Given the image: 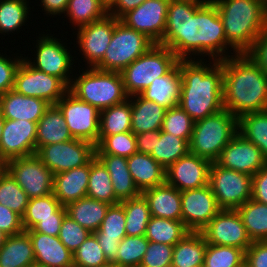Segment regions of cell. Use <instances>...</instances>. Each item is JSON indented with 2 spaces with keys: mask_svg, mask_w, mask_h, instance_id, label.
<instances>
[{
  "mask_svg": "<svg viewBox=\"0 0 267 267\" xmlns=\"http://www.w3.org/2000/svg\"><path fill=\"white\" fill-rule=\"evenodd\" d=\"M247 267H267V240L252 241L245 251Z\"/></svg>",
  "mask_w": 267,
  "mask_h": 267,
  "instance_id": "cell-56",
  "label": "cell"
},
{
  "mask_svg": "<svg viewBox=\"0 0 267 267\" xmlns=\"http://www.w3.org/2000/svg\"><path fill=\"white\" fill-rule=\"evenodd\" d=\"M154 44L145 34L133 30L116 18L111 42L103 59L94 68L102 71L121 72L145 54Z\"/></svg>",
  "mask_w": 267,
  "mask_h": 267,
  "instance_id": "cell-9",
  "label": "cell"
},
{
  "mask_svg": "<svg viewBox=\"0 0 267 267\" xmlns=\"http://www.w3.org/2000/svg\"><path fill=\"white\" fill-rule=\"evenodd\" d=\"M116 18L110 14L98 21L84 25L72 34L77 36L74 40L76 50L81 53L85 68H94L102 59L111 42ZM75 33V34H74ZM78 47V49H77ZM87 65V66H86Z\"/></svg>",
  "mask_w": 267,
  "mask_h": 267,
  "instance_id": "cell-15",
  "label": "cell"
},
{
  "mask_svg": "<svg viewBox=\"0 0 267 267\" xmlns=\"http://www.w3.org/2000/svg\"><path fill=\"white\" fill-rule=\"evenodd\" d=\"M91 161L78 168L54 175L53 194L62 206L87 196Z\"/></svg>",
  "mask_w": 267,
  "mask_h": 267,
  "instance_id": "cell-24",
  "label": "cell"
},
{
  "mask_svg": "<svg viewBox=\"0 0 267 267\" xmlns=\"http://www.w3.org/2000/svg\"><path fill=\"white\" fill-rule=\"evenodd\" d=\"M137 153L136 137L132 132L106 136L97 146L95 155H114L129 158Z\"/></svg>",
  "mask_w": 267,
  "mask_h": 267,
  "instance_id": "cell-47",
  "label": "cell"
},
{
  "mask_svg": "<svg viewBox=\"0 0 267 267\" xmlns=\"http://www.w3.org/2000/svg\"><path fill=\"white\" fill-rule=\"evenodd\" d=\"M107 262L103 250L93 233L73 253V265L79 267H98Z\"/></svg>",
  "mask_w": 267,
  "mask_h": 267,
  "instance_id": "cell-50",
  "label": "cell"
},
{
  "mask_svg": "<svg viewBox=\"0 0 267 267\" xmlns=\"http://www.w3.org/2000/svg\"><path fill=\"white\" fill-rule=\"evenodd\" d=\"M244 262L243 249L207 243L203 267H238Z\"/></svg>",
  "mask_w": 267,
  "mask_h": 267,
  "instance_id": "cell-45",
  "label": "cell"
},
{
  "mask_svg": "<svg viewBox=\"0 0 267 267\" xmlns=\"http://www.w3.org/2000/svg\"><path fill=\"white\" fill-rule=\"evenodd\" d=\"M206 248L203 234L190 231L174 245L171 267L203 266Z\"/></svg>",
  "mask_w": 267,
  "mask_h": 267,
  "instance_id": "cell-33",
  "label": "cell"
},
{
  "mask_svg": "<svg viewBox=\"0 0 267 267\" xmlns=\"http://www.w3.org/2000/svg\"><path fill=\"white\" fill-rule=\"evenodd\" d=\"M131 102L111 106L100 111L98 144L106 137L123 132H131Z\"/></svg>",
  "mask_w": 267,
  "mask_h": 267,
  "instance_id": "cell-34",
  "label": "cell"
},
{
  "mask_svg": "<svg viewBox=\"0 0 267 267\" xmlns=\"http://www.w3.org/2000/svg\"><path fill=\"white\" fill-rule=\"evenodd\" d=\"M4 170V164L0 162V173Z\"/></svg>",
  "mask_w": 267,
  "mask_h": 267,
  "instance_id": "cell-67",
  "label": "cell"
},
{
  "mask_svg": "<svg viewBox=\"0 0 267 267\" xmlns=\"http://www.w3.org/2000/svg\"><path fill=\"white\" fill-rule=\"evenodd\" d=\"M238 133V119L225 108L195 121L189 152L216 162L226 145Z\"/></svg>",
  "mask_w": 267,
  "mask_h": 267,
  "instance_id": "cell-6",
  "label": "cell"
},
{
  "mask_svg": "<svg viewBox=\"0 0 267 267\" xmlns=\"http://www.w3.org/2000/svg\"><path fill=\"white\" fill-rule=\"evenodd\" d=\"M74 139L67 127L62 112L51 104L37 122L36 150L44 145L61 143Z\"/></svg>",
  "mask_w": 267,
  "mask_h": 267,
  "instance_id": "cell-30",
  "label": "cell"
},
{
  "mask_svg": "<svg viewBox=\"0 0 267 267\" xmlns=\"http://www.w3.org/2000/svg\"><path fill=\"white\" fill-rule=\"evenodd\" d=\"M174 246L150 242L139 267H171Z\"/></svg>",
  "mask_w": 267,
  "mask_h": 267,
  "instance_id": "cell-52",
  "label": "cell"
},
{
  "mask_svg": "<svg viewBox=\"0 0 267 267\" xmlns=\"http://www.w3.org/2000/svg\"><path fill=\"white\" fill-rule=\"evenodd\" d=\"M7 235L0 231V246L5 242Z\"/></svg>",
  "mask_w": 267,
  "mask_h": 267,
  "instance_id": "cell-65",
  "label": "cell"
},
{
  "mask_svg": "<svg viewBox=\"0 0 267 267\" xmlns=\"http://www.w3.org/2000/svg\"><path fill=\"white\" fill-rule=\"evenodd\" d=\"M5 122V118L2 116L1 110H0V141L2 137V130H3V125Z\"/></svg>",
  "mask_w": 267,
  "mask_h": 267,
  "instance_id": "cell-63",
  "label": "cell"
},
{
  "mask_svg": "<svg viewBox=\"0 0 267 267\" xmlns=\"http://www.w3.org/2000/svg\"><path fill=\"white\" fill-rule=\"evenodd\" d=\"M236 210L251 241H266L267 205L251 198Z\"/></svg>",
  "mask_w": 267,
  "mask_h": 267,
  "instance_id": "cell-37",
  "label": "cell"
},
{
  "mask_svg": "<svg viewBox=\"0 0 267 267\" xmlns=\"http://www.w3.org/2000/svg\"><path fill=\"white\" fill-rule=\"evenodd\" d=\"M137 152L151 155L155 150L156 140H159L160 130L146 131L135 135Z\"/></svg>",
  "mask_w": 267,
  "mask_h": 267,
  "instance_id": "cell-59",
  "label": "cell"
},
{
  "mask_svg": "<svg viewBox=\"0 0 267 267\" xmlns=\"http://www.w3.org/2000/svg\"><path fill=\"white\" fill-rule=\"evenodd\" d=\"M246 54L267 74V23Z\"/></svg>",
  "mask_w": 267,
  "mask_h": 267,
  "instance_id": "cell-57",
  "label": "cell"
},
{
  "mask_svg": "<svg viewBox=\"0 0 267 267\" xmlns=\"http://www.w3.org/2000/svg\"><path fill=\"white\" fill-rule=\"evenodd\" d=\"M222 19L228 45L246 54L267 23V0H212Z\"/></svg>",
  "mask_w": 267,
  "mask_h": 267,
  "instance_id": "cell-4",
  "label": "cell"
},
{
  "mask_svg": "<svg viewBox=\"0 0 267 267\" xmlns=\"http://www.w3.org/2000/svg\"><path fill=\"white\" fill-rule=\"evenodd\" d=\"M181 85L182 77L177 63L166 75L155 78L140 95L169 109L178 106Z\"/></svg>",
  "mask_w": 267,
  "mask_h": 267,
  "instance_id": "cell-26",
  "label": "cell"
},
{
  "mask_svg": "<svg viewBox=\"0 0 267 267\" xmlns=\"http://www.w3.org/2000/svg\"><path fill=\"white\" fill-rule=\"evenodd\" d=\"M159 45L168 47L179 59L208 56L207 59L220 61L237 55L228 45L222 19L212 0H170L166 29Z\"/></svg>",
  "mask_w": 267,
  "mask_h": 267,
  "instance_id": "cell-1",
  "label": "cell"
},
{
  "mask_svg": "<svg viewBox=\"0 0 267 267\" xmlns=\"http://www.w3.org/2000/svg\"><path fill=\"white\" fill-rule=\"evenodd\" d=\"M252 199L267 205V163L252 176Z\"/></svg>",
  "mask_w": 267,
  "mask_h": 267,
  "instance_id": "cell-58",
  "label": "cell"
},
{
  "mask_svg": "<svg viewBox=\"0 0 267 267\" xmlns=\"http://www.w3.org/2000/svg\"><path fill=\"white\" fill-rule=\"evenodd\" d=\"M169 2L170 0H146L119 20L159 44L166 29Z\"/></svg>",
  "mask_w": 267,
  "mask_h": 267,
  "instance_id": "cell-17",
  "label": "cell"
},
{
  "mask_svg": "<svg viewBox=\"0 0 267 267\" xmlns=\"http://www.w3.org/2000/svg\"><path fill=\"white\" fill-rule=\"evenodd\" d=\"M195 121L178 105L166 110L161 131L190 142Z\"/></svg>",
  "mask_w": 267,
  "mask_h": 267,
  "instance_id": "cell-48",
  "label": "cell"
},
{
  "mask_svg": "<svg viewBox=\"0 0 267 267\" xmlns=\"http://www.w3.org/2000/svg\"><path fill=\"white\" fill-rule=\"evenodd\" d=\"M29 200L28 195L4 169L0 173V204L10 208L22 217Z\"/></svg>",
  "mask_w": 267,
  "mask_h": 267,
  "instance_id": "cell-44",
  "label": "cell"
},
{
  "mask_svg": "<svg viewBox=\"0 0 267 267\" xmlns=\"http://www.w3.org/2000/svg\"><path fill=\"white\" fill-rule=\"evenodd\" d=\"M108 6L114 1V0H103Z\"/></svg>",
  "mask_w": 267,
  "mask_h": 267,
  "instance_id": "cell-66",
  "label": "cell"
},
{
  "mask_svg": "<svg viewBox=\"0 0 267 267\" xmlns=\"http://www.w3.org/2000/svg\"><path fill=\"white\" fill-rule=\"evenodd\" d=\"M146 0H114L108 6V14L120 19L127 12L135 9Z\"/></svg>",
  "mask_w": 267,
  "mask_h": 267,
  "instance_id": "cell-60",
  "label": "cell"
},
{
  "mask_svg": "<svg viewBox=\"0 0 267 267\" xmlns=\"http://www.w3.org/2000/svg\"><path fill=\"white\" fill-rule=\"evenodd\" d=\"M1 52L3 50H0ZM5 54L0 52V95L12 90L14 88L15 74L21 61L23 60L24 54L15 52L12 55H6L7 51L4 50ZM12 56V58H11Z\"/></svg>",
  "mask_w": 267,
  "mask_h": 267,
  "instance_id": "cell-53",
  "label": "cell"
},
{
  "mask_svg": "<svg viewBox=\"0 0 267 267\" xmlns=\"http://www.w3.org/2000/svg\"><path fill=\"white\" fill-rule=\"evenodd\" d=\"M125 212L126 236H142L146 233L147 224L151 218L147 200L141 194L138 197L121 201Z\"/></svg>",
  "mask_w": 267,
  "mask_h": 267,
  "instance_id": "cell-41",
  "label": "cell"
},
{
  "mask_svg": "<svg viewBox=\"0 0 267 267\" xmlns=\"http://www.w3.org/2000/svg\"><path fill=\"white\" fill-rule=\"evenodd\" d=\"M90 234L91 232L66 214L62 220L58 238L71 253H74Z\"/></svg>",
  "mask_w": 267,
  "mask_h": 267,
  "instance_id": "cell-51",
  "label": "cell"
},
{
  "mask_svg": "<svg viewBox=\"0 0 267 267\" xmlns=\"http://www.w3.org/2000/svg\"><path fill=\"white\" fill-rule=\"evenodd\" d=\"M4 169L30 199L53 193L54 174L35 154L11 159Z\"/></svg>",
  "mask_w": 267,
  "mask_h": 267,
  "instance_id": "cell-12",
  "label": "cell"
},
{
  "mask_svg": "<svg viewBox=\"0 0 267 267\" xmlns=\"http://www.w3.org/2000/svg\"><path fill=\"white\" fill-rule=\"evenodd\" d=\"M190 230L185 226L182 220H172L151 216L145 237L150 242L164 243L174 246L183 239Z\"/></svg>",
  "mask_w": 267,
  "mask_h": 267,
  "instance_id": "cell-38",
  "label": "cell"
},
{
  "mask_svg": "<svg viewBox=\"0 0 267 267\" xmlns=\"http://www.w3.org/2000/svg\"><path fill=\"white\" fill-rule=\"evenodd\" d=\"M238 267H247V264L246 262H244L241 266H238Z\"/></svg>",
  "mask_w": 267,
  "mask_h": 267,
  "instance_id": "cell-68",
  "label": "cell"
},
{
  "mask_svg": "<svg viewBox=\"0 0 267 267\" xmlns=\"http://www.w3.org/2000/svg\"><path fill=\"white\" fill-rule=\"evenodd\" d=\"M178 61L179 58L168 47L154 44L120 72L126 94H140L155 78L166 75Z\"/></svg>",
  "mask_w": 267,
  "mask_h": 267,
  "instance_id": "cell-8",
  "label": "cell"
},
{
  "mask_svg": "<svg viewBox=\"0 0 267 267\" xmlns=\"http://www.w3.org/2000/svg\"><path fill=\"white\" fill-rule=\"evenodd\" d=\"M189 153V142L180 137L160 130L159 140H156L155 150L151 157L165 169Z\"/></svg>",
  "mask_w": 267,
  "mask_h": 267,
  "instance_id": "cell-42",
  "label": "cell"
},
{
  "mask_svg": "<svg viewBox=\"0 0 267 267\" xmlns=\"http://www.w3.org/2000/svg\"><path fill=\"white\" fill-rule=\"evenodd\" d=\"M220 210L209 185L181 191L182 222L192 232H200Z\"/></svg>",
  "mask_w": 267,
  "mask_h": 267,
  "instance_id": "cell-18",
  "label": "cell"
},
{
  "mask_svg": "<svg viewBox=\"0 0 267 267\" xmlns=\"http://www.w3.org/2000/svg\"><path fill=\"white\" fill-rule=\"evenodd\" d=\"M95 151L93 143L74 138L44 145L36 150L35 155L55 175L88 164L95 157Z\"/></svg>",
  "mask_w": 267,
  "mask_h": 267,
  "instance_id": "cell-11",
  "label": "cell"
},
{
  "mask_svg": "<svg viewBox=\"0 0 267 267\" xmlns=\"http://www.w3.org/2000/svg\"><path fill=\"white\" fill-rule=\"evenodd\" d=\"M149 240L142 236H125L119 244L117 261L119 267H139L147 250Z\"/></svg>",
  "mask_w": 267,
  "mask_h": 267,
  "instance_id": "cell-46",
  "label": "cell"
},
{
  "mask_svg": "<svg viewBox=\"0 0 267 267\" xmlns=\"http://www.w3.org/2000/svg\"><path fill=\"white\" fill-rule=\"evenodd\" d=\"M128 99L131 102L132 112L131 132L134 135L161 130L166 108L146 100L140 94L129 96Z\"/></svg>",
  "mask_w": 267,
  "mask_h": 267,
  "instance_id": "cell-27",
  "label": "cell"
},
{
  "mask_svg": "<svg viewBox=\"0 0 267 267\" xmlns=\"http://www.w3.org/2000/svg\"><path fill=\"white\" fill-rule=\"evenodd\" d=\"M216 163L223 168L253 176L267 160L256 145L238 132L222 150Z\"/></svg>",
  "mask_w": 267,
  "mask_h": 267,
  "instance_id": "cell-20",
  "label": "cell"
},
{
  "mask_svg": "<svg viewBox=\"0 0 267 267\" xmlns=\"http://www.w3.org/2000/svg\"><path fill=\"white\" fill-rule=\"evenodd\" d=\"M0 231L7 236L16 235L24 231L22 217L10 208L0 204Z\"/></svg>",
  "mask_w": 267,
  "mask_h": 267,
  "instance_id": "cell-54",
  "label": "cell"
},
{
  "mask_svg": "<svg viewBox=\"0 0 267 267\" xmlns=\"http://www.w3.org/2000/svg\"><path fill=\"white\" fill-rule=\"evenodd\" d=\"M223 69V107L237 119L267 109V74L247 55L219 61Z\"/></svg>",
  "mask_w": 267,
  "mask_h": 267,
  "instance_id": "cell-3",
  "label": "cell"
},
{
  "mask_svg": "<svg viewBox=\"0 0 267 267\" xmlns=\"http://www.w3.org/2000/svg\"><path fill=\"white\" fill-rule=\"evenodd\" d=\"M107 14L108 5L103 0H69L64 17H69L73 32L74 29L98 21Z\"/></svg>",
  "mask_w": 267,
  "mask_h": 267,
  "instance_id": "cell-36",
  "label": "cell"
},
{
  "mask_svg": "<svg viewBox=\"0 0 267 267\" xmlns=\"http://www.w3.org/2000/svg\"><path fill=\"white\" fill-rule=\"evenodd\" d=\"M33 245L35 264L40 267H68L73 265V253L58 236L27 232Z\"/></svg>",
  "mask_w": 267,
  "mask_h": 267,
  "instance_id": "cell-23",
  "label": "cell"
},
{
  "mask_svg": "<svg viewBox=\"0 0 267 267\" xmlns=\"http://www.w3.org/2000/svg\"><path fill=\"white\" fill-rule=\"evenodd\" d=\"M238 132L256 145L267 160V109L241 116L238 119Z\"/></svg>",
  "mask_w": 267,
  "mask_h": 267,
  "instance_id": "cell-40",
  "label": "cell"
},
{
  "mask_svg": "<svg viewBox=\"0 0 267 267\" xmlns=\"http://www.w3.org/2000/svg\"><path fill=\"white\" fill-rule=\"evenodd\" d=\"M66 214V207L61 206L55 212V218L41 219L31 230H26V232H38L50 236H58L62 220Z\"/></svg>",
  "mask_w": 267,
  "mask_h": 267,
  "instance_id": "cell-55",
  "label": "cell"
},
{
  "mask_svg": "<svg viewBox=\"0 0 267 267\" xmlns=\"http://www.w3.org/2000/svg\"><path fill=\"white\" fill-rule=\"evenodd\" d=\"M30 0H0V35L20 33L31 18ZM16 31V33H15Z\"/></svg>",
  "mask_w": 267,
  "mask_h": 267,
  "instance_id": "cell-35",
  "label": "cell"
},
{
  "mask_svg": "<svg viewBox=\"0 0 267 267\" xmlns=\"http://www.w3.org/2000/svg\"><path fill=\"white\" fill-rule=\"evenodd\" d=\"M87 197L110 205L120 203L115 197L110 174L96 156L91 160Z\"/></svg>",
  "mask_w": 267,
  "mask_h": 267,
  "instance_id": "cell-39",
  "label": "cell"
},
{
  "mask_svg": "<svg viewBox=\"0 0 267 267\" xmlns=\"http://www.w3.org/2000/svg\"><path fill=\"white\" fill-rule=\"evenodd\" d=\"M111 177L115 197L121 202L141 195L130 174L127 158L114 155H95Z\"/></svg>",
  "mask_w": 267,
  "mask_h": 267,
  "instance_id": "cell-29",
  "label": "cell"
},
{
  "mask_svg": "<svg viewBox=\"0 0 267 267\" xmlns=\"http://www.w3.org/2000/svg\"><path fill=\"white\" fill-rule=\"evenodd\" d=\"M67 127L75 139L98 145L100 111L68 91L57 103Z\"/></svg>",
  "mask_w": 267,
  "mask_h": 267,
  "instance_id": "cell-13",
  "label": "cell"
},
{
  "mask_svg": "<svg viewBox=\"0 0 267 267\" xmlns=\"http://www.w3.org/2000/svg\"><path fill=\"white\" fill-rule=\"evenodd\" d=\"M50 105L45 100L24 96L13 89L0 95V110L5 119L38 122Z\"/></svg>",
  "mask_w": 267,
  "mask_h": 267,
  "instance_id": "cell-22",
  "label": "cell"
},
{
  "mask_svg": "<svg viewBox=\"0 0 267 267\" xmlns=\"http://www.w3.org/2000/svg\"><path fill=\"white\" fill-rule=\"evenodd\" d=\"M109 206L108 203L86 196L65 207L67 215L89 232L94 233L100 228Z\"/></svg>",
  "mask_w": 267,
  "mask_h": 267,
  "instance_id": "cell-32",
  "label": "cell"
},
{
  "mask_svg": "<svg viewBox=\"0 0 267 267\" xmlns=\"http://www.w3.org/2000/svg\"><path fill=\"white\" fill-rule=\"evenodd\" d=\"M42 31L37 36L36 41L34 39V42H32V44L34 43L33 46L35 45L33 47L34 51L30 48L33 54L31 56L34 58L24 55L23 59L36 70L57 77L70 87L73 73L76 71L74 63H77L75 60H78V58L76 59L77 56H72L71 53L73 51L70 47L68 48L66 43L68 41L67 37L64 38V40L66 39L64 42V40L57 38V35L55 37L54 32L49 34L48 32L45 33L44 30Z\"/></svg>",
  "mask_w": 267,
  "mask_h": 267,
  "instance_id": "cell-7",
  "label": "cell"
},
{
  "mask_svg": "<svg viewBox=\"0 0 267 267\" xmlns=\"http://www.w3.org/2000/svg\"><path fill=\"white\" fill-rule=\"evenodd\" d=\"M35 264L33 245L29 234L7 236L0 246V267H28Z\"/></svg>",
  "mask_w": 267,
  "mask_h": 267,
  "instance_id": "cell-31",
  "label": "cell"
},
{
  "mask_svg": "<svg viewBox=\"0 0 267 267\" xmlns=\"http://www.w3.org/2000/svg\"><path fill=\"white\" fill-rule=\"evenodd\" d=\"M61 203L54 194L31 198L22 216L24 231L31 230L41 219L55 218V212L61 207Z\"/></svg>",
  "mask_w": 267,
  "mask_h": 267,
  "instance_id": "cell-43",
  "label": "cell"
},
{
  "mask_svg": "<svg viewBox=\"0 0 267 267\" xmlns=\"http://www.w3.org/2000/svg\"><path fill=\"white\" fill-rule=\"evenodd\" d=\"M178 66L182 77L178 105L194 121L224 109L223 69L218 60L179 59Z\"/></svg>",
  "mask_w": 267,
  "mask_h": 267,
  "instance_id": "cell-2",
  "label": "cell"
},
{
  "mask_svg": "<svg viewBox=\"0 0 267 267\" xmlns=\"http://www.w3.org/2000/svg\"><path fill=\"white\" fill-rule=\"evenodd\" d=\"M208 185L221 209L236 210L252 198V176L211 163Z\"/></svg>",
  "mask_w": 267,
  "mask_h": 267,
  "instance_id": "cell-10",
  "label": "cell"
},
{
  "mask_svg": "<svg viewBox=\"0 0 267 267\" xmlns=\"http://www.w3.org/2000/svg\"><path fill=\"white\" fill-rule=\"evenodd\" d=\"M127 163L133 181L141 193L166 182V169L150 155L134 153L127 158Z\"/></svg>",
  "mask_w": 267,
  "mask_h": 267,
  "instance_id": "cell-28",
  "label": "cell"
},
{
  "mask_svg": "<svg viewBox=\"0 0 267 267\" xmlns=\"http://www.w3.org/2000/svg\"><path fill=\"white\" fill-rule=\"evenodd\" d=\"M37 122L5 119L0 141V162L36 153Z\"/></svg>",
  "mask_w": 267,
  "mask_h": 267,
  "instance_id": "cell-19",
  "label": "cell"
},
{
  "mask_svg": "<svg viewBox=\"0 0 267 267\" xmlns=\"http://www.w3.org/2000/svg\"><path fill=\"white\" fill-rule=\"evenodd\" d=\"M98 267H119V266L114 262H107L106 264L100 265Z\"/></svg>",
  "mask_w": 267,
  "mask_h": 267,
  "instance_id": "cell-64",
  "label": "cell"
},
{
  "mask_svg": "<svg viewBox=\"0 0 267 267\" xmlns=\"http://www.w3.org/2000/svg\"><path fill=\"white\" fill-rule=\"evenodd\" d=\"M211 162L188 153L166 169V182L179 191L208 185Z\"/></svg>",
  "mask_w": 267,
  "mask_h": 267,
  "instance_id": "cell-21",
  "label": "cell"
},
{
  "mask_svg": "<svg viewBox=\"0 0 267 267\" xmlns=\"http://www.w3.org/2000/svg\"><path fill=\"white\" fill-rule=\"evenodd\" d=\"M124 207L118 203L110 205L100 228L93 234L96 238L123 239L126 236Z\"/></svg>",
  "mask_w": 267,
  "mask_h": 267,
  "instance_id": "cell-49",
  "label": "cell"
},
{
  "mask_svg": "<svg viewBox=\"0 0 267 267\" xmlns=\"http://www.w3.org/2000/svg\"><path fill=\"white\" fill-rule=\"evenodd\" d=\"M69 0H40V6L42 8L43 14L46 17L57 18L58 16H62L67 9ZM63 14V15H62ZM53 15V16H52Z\"/></svg>",
  "mask_w": 267,
  "mask_h": 267,
  "instance_id": "cell-61",
  "label": "cell"
},
{
  "mask_svg": "<svg viewBox=\"0 0 267 267\" xmlns=\"http://www.w3.org/2000/svg\"><path fill=\"white\" fill-rule=\"evenodd\" d=\"M200 232L209 244L246 251L252 243L237 210L221 209Z\"/></svg>",
  "mask_w": 267,
  "mask_h": 267,
  "instance_id": "cell-16",
  "label": "cell"
},
{
  "mask_svg": "<svg viewBox=\"0 0 267 267\" xmlns=\"http://www.w3.org/2000/svg\"><path fill=\"white\" fill-rule=\"evenodd\" d=\"M78 69L76 70L79 74L75 71L69 87V91L78 99L89 103L99 111L121 104L128 99L120 72L87 67L85 69L82 66Z\"/></svg>",
  "mask_w": 267,
  "mask_h": 267,
  "instance_id": "cell-5",
  "label": "cell"
},
{
  "mask_svg": "<svg viewBox=\"0 0 267 267\" xmlns=\"http://www.w3.org/2000/svg\"><path fill=\"white\" fill-rule=\"evenodd\" d=\"M68 267H79V266H76V265H71V266H68Z\"/></svg>",
  "mask_w": 267,
  "mask_h": 267,
  "instance_id": "cell-70",
  "label": "cell"
},
{
  "mask_svg": "<svg viewBox=\"0 0 267 267\" xmlns=\"http://www.w3.org/2000/svg\"><path fill=\"white\" fill-rule=\"evenodd\" d=\"M121 240L122 239L97 238L108 262L115 263L117 261L118 247Z\"/></svg>",
  "mask_w": 267,
  "mask_h": 267,
  "instance_id": "cell-62",
  "label": "cell"
},
{
  "mask_svg": "<svg viewBox=\"0 0 267 267\" xmlns=\"http://www.w3.org/2000/svg\"><path fill=\"white\" fill-rule=\"evenodd\" d=\"M13 90L56 104L69 91V87L61 79L36 70L23 59L16 70Z\"/></svg>",
  "mask_w": 267,
  "mask_h": 267,
  "instance_id": "cell-14",
  "label": "cell"
},
{
  "mask_svg": "<svg viewBox=\"0 0 267 267\" xmlns=\"http://www.w3.org/2000/svg\"><path fill=\"white\" fill-rule=\"evenodd\" d=\"M147 200L151 216L182 220L181 191L167 182L141 193Z\"/></svg>",
  "mask_w": 267,
  "mask_h": 267,
  "instance_id": "cell-25",
  "label": "cell"
},
{
  "mask_svg": "<svg viewBox=\"0 0 267 267\" xmlns=\"http://www.w3.org/2000/svg\"><path fill=\"white\" fill-rule=\"evenodd\" d=\"M28 267H40L39 265H36V264H34V265H32V266H28Z\"/></svg>",
  "mask_w": 267,
  "mask_h": 267,
  "instance_id": "cell-69",
  "label": "cell"
}]
</instances>
